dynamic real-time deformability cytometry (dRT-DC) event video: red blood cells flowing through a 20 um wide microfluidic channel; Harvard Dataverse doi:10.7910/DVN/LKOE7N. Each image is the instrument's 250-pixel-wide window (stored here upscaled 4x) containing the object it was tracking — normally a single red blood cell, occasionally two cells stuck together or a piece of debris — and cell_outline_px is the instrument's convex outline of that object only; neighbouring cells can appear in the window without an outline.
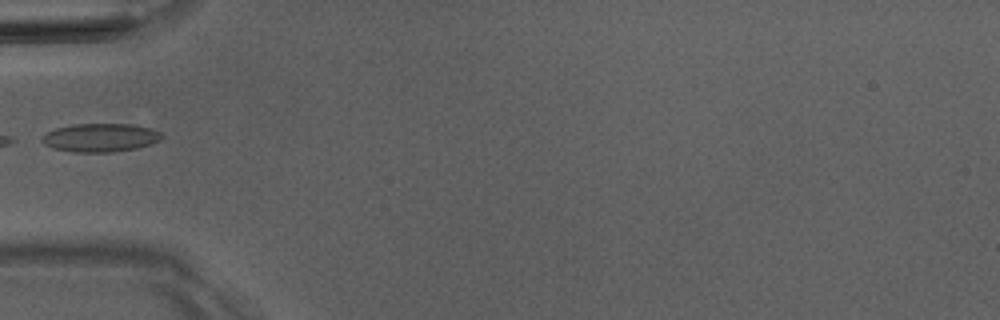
{"species": "Egyptian fruit bat (a non-hibernating species)", "species_latin": "Rousettus aegyptiacus", "temperature_condition": "room temperature", "stored_images_in_passage": 5, "camera_frame_rate_fps": 3000, "um_per_image_px": 0.085, "animal": {"sex": "male"}, "frame": {"image": 1, "passage_image": 5, "time_ms": 4.333, "image_size_px": [1000, 320], "cell_outline_px": [[164, 136], [160, 140], [136, 148], [112, 152], [72, 152], [52, 148], [44, 144], [40, 140], [40, 136], [56, 128], [72, 124], [132, 124], [152, 128], [160, 132]], "centroid_in_image_um": [8.5, 11.69], "position_along_channel_um": 76.5, "area_um2": 19.94}}